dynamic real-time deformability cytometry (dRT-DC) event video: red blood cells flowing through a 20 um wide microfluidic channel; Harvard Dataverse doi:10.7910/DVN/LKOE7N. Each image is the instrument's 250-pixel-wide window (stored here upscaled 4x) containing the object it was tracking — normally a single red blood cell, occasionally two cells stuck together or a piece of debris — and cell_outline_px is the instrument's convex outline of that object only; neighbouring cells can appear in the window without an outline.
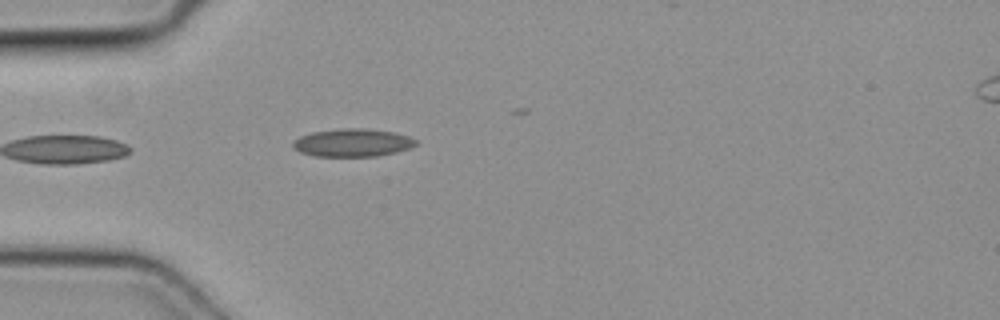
{"species": "common noctule bat (a hibernating species)", "species_latin": "Nyctalus noctula", "temperature_condition": "cold", "stored_images_in_passage": 4, "camera_frame_rate_fps": 3000, "um_per_image_px": 0.085, "animal": {"sex": "female", "body_mass_g": 19.3, "forearm_length_mm": 54.1}, "frame": {"image": 1, "passage_image": 4, "time_ms": 1.0, "image_size_px": [1000, 320], "cell_outline_px": [[416, 144], [408, 148], [396, 152], [376, 156], [316, 156], [300, 152], [292, 144], [292, 140], [300, 136], [312, 132], [344, 128], [364, 128], [396, 132], [408, 136], [416, 140]], "centroid_in_image_um": [29.96, 12.12], "position_along_channel_um": 55.0, "area_um2": 19.88}}